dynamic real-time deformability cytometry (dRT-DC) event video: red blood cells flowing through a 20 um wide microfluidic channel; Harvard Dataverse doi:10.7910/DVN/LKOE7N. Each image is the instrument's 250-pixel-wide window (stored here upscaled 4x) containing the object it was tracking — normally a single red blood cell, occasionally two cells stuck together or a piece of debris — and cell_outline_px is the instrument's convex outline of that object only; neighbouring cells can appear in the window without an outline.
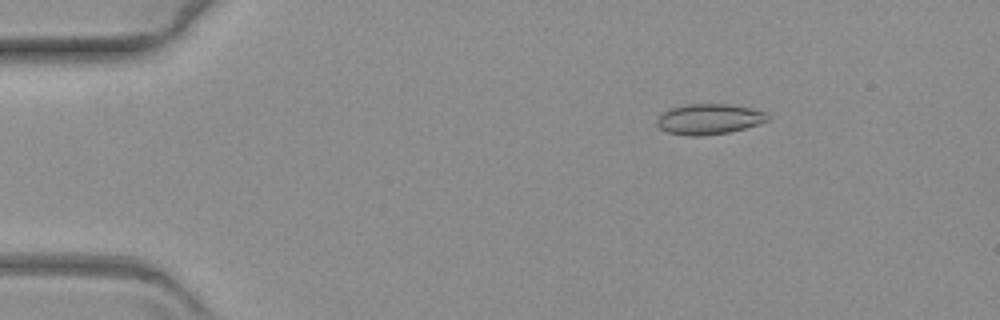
{"species": "common noctule bat (a hibernating species)", "species_latin": "Nyctalus noctula", "temperature_condition": "warm", "stored_images_in_passage": 61, "camera_frame_rate_fps": 3000, "um_per_image_px": 0.085, "animal": {"sex": "female", "body_mass_g": 19.3, "forearm_length_mm": 54.1}, "frame": {"image": 1, "passage_image": 10, "time_ms": 3.0, "image_size_px": [1000, 320], "cell_outline_px": [[772, 116], [768, 120], [760, 124], [728, 132], [700, 136], [688, 136], [668, 132], [660, 128], [656, 124], [656, 120], [664, 112], [672, 108], [684, 104], [732, 104], [752, 108], [768, 112]], "centroid_in_image_um": [60.33, 10.11], "position_along_channel_um": 24.7, "area_um2": 19.83}}
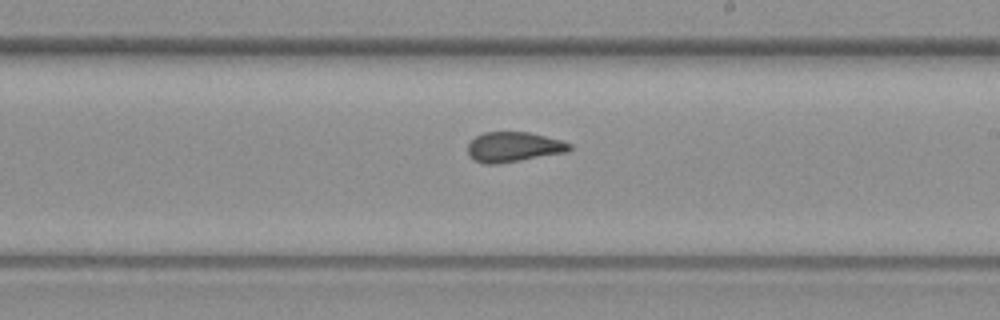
{"frame": {"image": 2, "passage_image": 36, "time_ms": 11.667, "image_size_px": [1000, 320], "cell_outline_px": [[572, 148], [568, 152], [496, 164], [484, 164], [472, 160], [468, 156], [468, 144], [476, 136], [484, 132], [528, 132], [560, 140], [572, 144]], "centroid_in_image_um": [43.63, 12.5], "position_along_channel_um": 245.4, "area_um2": 17.8}}
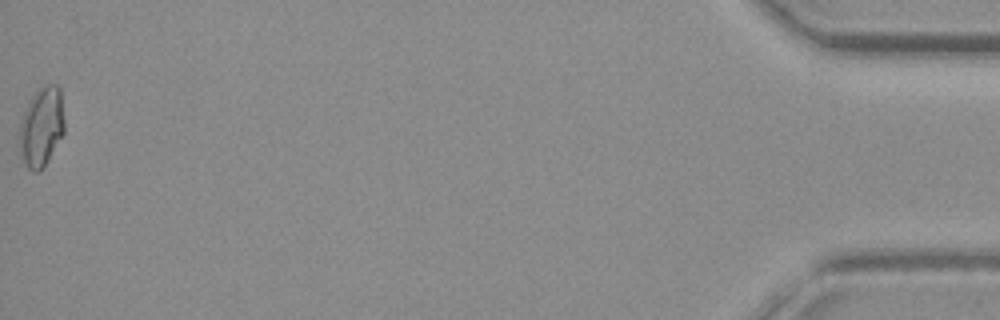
{"frame": {"image": 3, "passage_image": 61, "time_ms": 20.0, "image_size_px": [1000, 320], "cell_outline_px": [[64, 132], [40, 172], [32, 172], [28, 168], [24, 160], [20, 140], [20, 124], [28, 100], [40, 88], [48, 84], [56, 84], [60, 88], [64, 120]], "centroid_in_image_um": [3.54, 10.75], "position_along_channel_um": 431.7, "area_um2": 20.35}}